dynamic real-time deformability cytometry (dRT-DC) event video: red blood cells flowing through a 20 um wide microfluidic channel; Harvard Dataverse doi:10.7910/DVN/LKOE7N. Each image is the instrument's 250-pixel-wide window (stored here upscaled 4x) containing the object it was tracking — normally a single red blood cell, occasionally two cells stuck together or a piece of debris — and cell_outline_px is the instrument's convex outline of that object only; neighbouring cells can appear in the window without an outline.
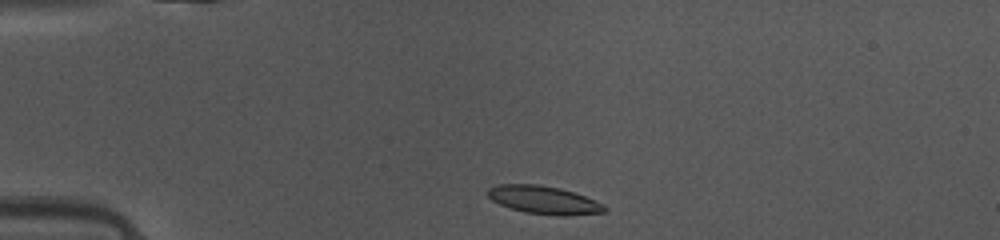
{"species": "common noctule bat (a hibernating species)", "species_latin": "Nyctalus noctula", "temperature_condition": "warm", "stored_images_in_passage": 38, "camera_frame_rate_fps": 3000, "um_per_image_px": 0.085, "animal": {"sex": "female", "body_mass_g": 10.0, "forearm_length_mm": 53.1}, "frame": {"image": 1, "passage_image": 1, "time_ms": 0.0, "image_size_px": [1000, 240], "cell_outline_px": [[608, 208], [604, 212], [568, 216], [560, 216], [524, 212], [500, 204], [492, 200], [488, 196], [488, 188], [500, 184], [536, 184], [560, 188], [584, 196], [604, 204]], "centroid_in_image_um": [46.25, 17.0], "position_along_channel_um": 38.8, "area_um2": 18.96}}
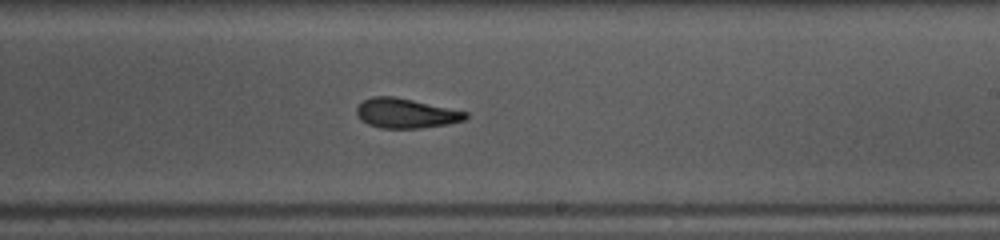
{"frame": {"image": 2, "passage_image": 19, "time_ms": 6.0, "image_size_px": [1000, 240], "cell_outline_px": [[468, 116], [464, 120], [448, 124], [420, 128], [380, 128], [368, 124], [360, 120], [356, 112], [356, 108], [364, 100], [372, 96], [392, 96], [412, 100], [468, 112]], "centroid_in_image_um": [34.48, 9.63], "position_along_channel_um": 254.5, "area_um2": 18.73}}
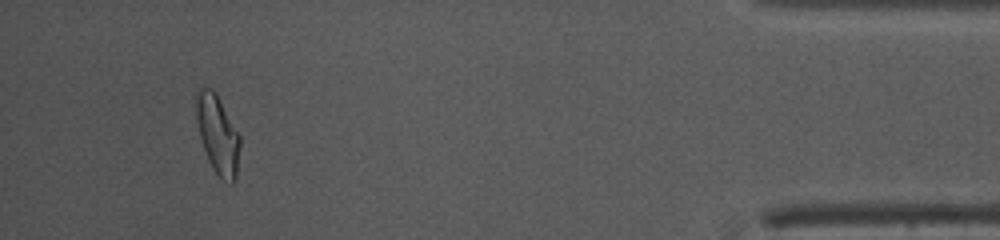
{"frame": {"image": 3, "passage_image": 35, "time_ms": 11.333, "image_size_px": [1000, 240], "cell_outline_px": [[240, 148], [236, 180], [232, 184], [228, 184], [212, 168], [208, 160], [200, 136], [196, 120], [196, 92], [200, 88], [208, 88], [216, 92], [240, 136]], "centroid_in_image_um": [18.51, 11.45], "position_along_channel_um": 416.7, "area_um2": 20.0}, "authors_computed_cell_mechanics": {"area_um2": 19.2763, "velocity_mm_per_s": 4.1439, "shape_relaxation_time_tau1_ms": 4.452, "shape_relaxation_time_tau2_ms": 2.5701, "deformation_change_tau1": 0.1766, "deformation_change_tau2": 0.1046}}